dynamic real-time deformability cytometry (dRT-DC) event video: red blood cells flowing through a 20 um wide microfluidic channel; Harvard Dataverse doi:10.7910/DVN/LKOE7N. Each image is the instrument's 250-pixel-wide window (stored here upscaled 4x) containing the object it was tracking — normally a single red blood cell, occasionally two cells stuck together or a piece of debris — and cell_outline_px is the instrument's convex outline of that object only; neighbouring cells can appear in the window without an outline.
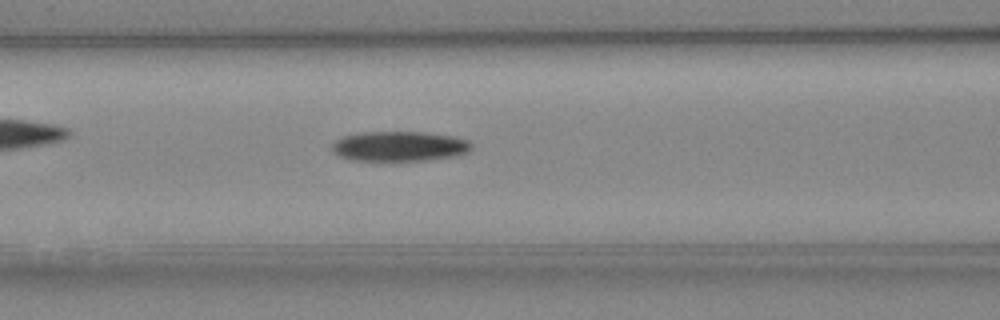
{"species": "Egyptian fruit bat (a non-hibernating species)", "species_latin": "Rousettus aegyptiacus", "temperature_condition": "cold", "stored_images_in_passage": 46, "camera_frame_rate_fps": 3000, "um_per_image_px": 0.085, "animal": {"sex": "female"}, "frame": {"image": 1, "passage_image": 19, "time_ms": 6.0, "image_size_px": [1000, 320], "cell_outline_px": [[472, 148], [468, 152], [456, 156], [428, 160], [348, 160], [332, 152], [332, 144], [336, 140], [344, 136], [364, 132], [420, 132], [456, 136], [468, 140], [472, 144]], "centroid_in_image_um": [33.97, 12.43], "position_along_channel_um": 132.6, "area_um2": 24.39}}
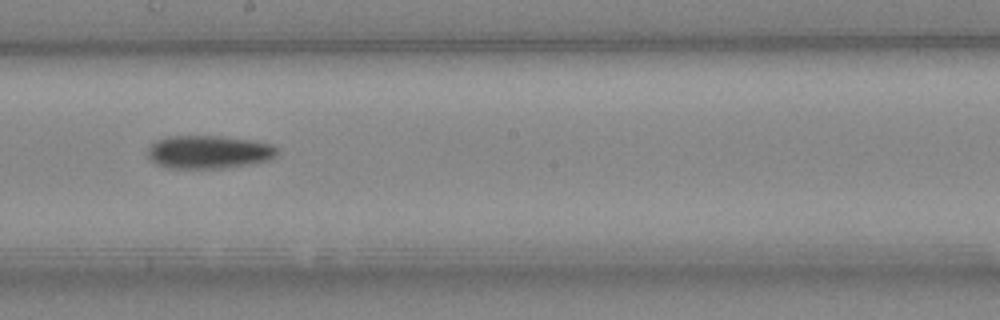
{"frame": {"image": 2, "passage_image": 26, "time_ms": 8.333, "image_size_px": [1000, 320], "cell_outline_px": [[280, 152], [276, 156], [268, 160], [248, 164], [224, 168], [168, 168], [156, 164], [148, 156], [148, 148], [156, 140], [168, 136], [220, 136], [252, 140], [272, 144], [280, 148]], "centroid_in_image_um": [17.78, 12.91], "position_along_channel_um": 230.4, "area_um2": 25.14}}
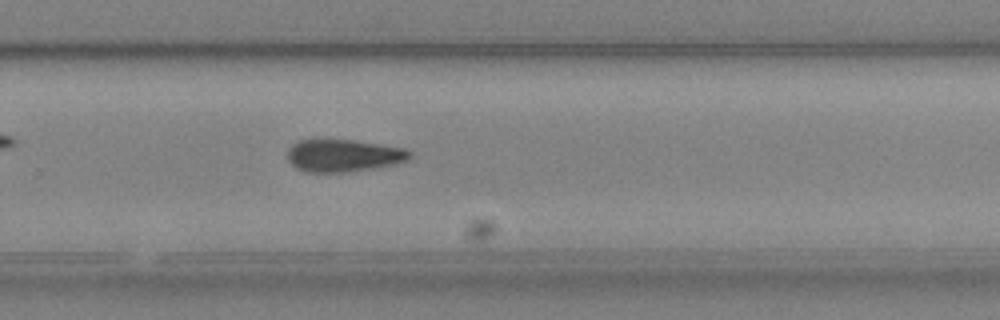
{"frame": {"image": 3, "passage_image": 31, "time_ms": 10.0, "image_size_px": [1000, 320], "cell_outline_px": [[412, 156], [408, 160], [396, 164], [348, 172], [304, 172], [296, 168], [288, 160], [288, 148], [292, 144], [300, 140], [352, 140], [404, 148], [412, 152]], "centroid_in_image_um": [29.2, 13.23], "position_along_channel_um": 300.6, "area_um2": 23.06}}